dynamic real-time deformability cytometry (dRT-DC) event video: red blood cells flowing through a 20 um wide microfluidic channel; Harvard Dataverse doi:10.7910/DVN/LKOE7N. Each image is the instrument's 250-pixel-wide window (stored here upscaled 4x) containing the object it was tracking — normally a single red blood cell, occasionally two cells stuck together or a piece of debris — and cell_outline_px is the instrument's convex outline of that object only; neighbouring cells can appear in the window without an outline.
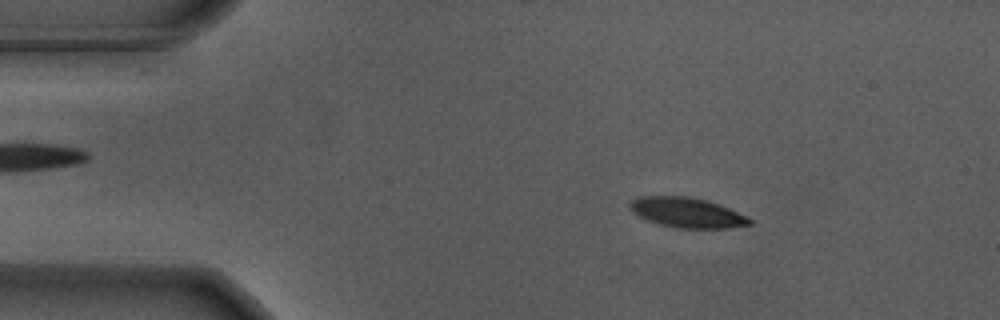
{"species": "Egyptian fruit bat (a non-hibernating species)", "species_latin": "Rousettus aegyptiacus", "temperature_condition": "warm", "stored_images_in_passage": 56, "camera_frame_rate_fps": 3000, "um_per_image_px": 0.085, "animal": {"sex": "male"}, "frame": {"image": 1, "passage_image": 9, "time_ms": 2.667, "image_size_px": [1000, 320], "cell_outline_px": [[752, 224], [728, 228], [676, 228], [660, 224], [648, 220], [640, 216], [628, 208], [628, 204], [632, 200], [640, 196], [688, 196], [720, 204], [748, 216], [752, 220]], "centroid_in_image_um": [58.41, 18.07], "position_along_channel_um": 26.6, "area_um2": 20.92}}
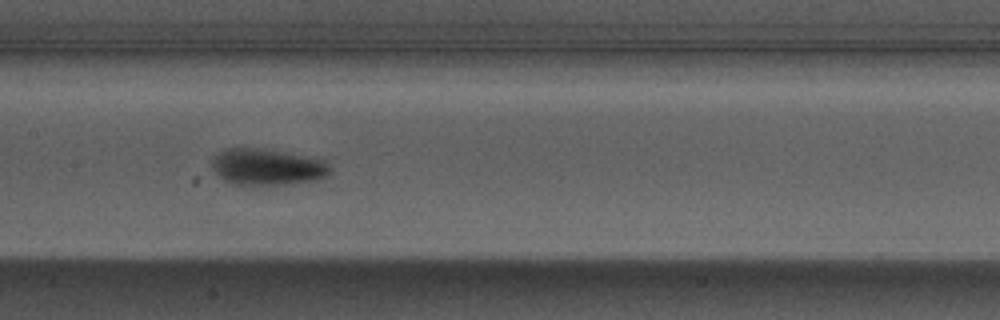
{"frame": {"image": 2, "passage_image": 27, "time_ms": 8.667, "image_size_px": [1000, 320], "cell_outline_px": [[332, 172], [328, 176], [320, 180], [292, 184], [232, 184], [224, 180], [212, 168], [212, 156], [228, 148], [260, 148], [292, 152], [320, 156], [328, 160], [332, 168]], "centroid_in_image_um": [22.87, 14.16], "position_along_channel_um": 184.5, "area_um2": 26.01}}
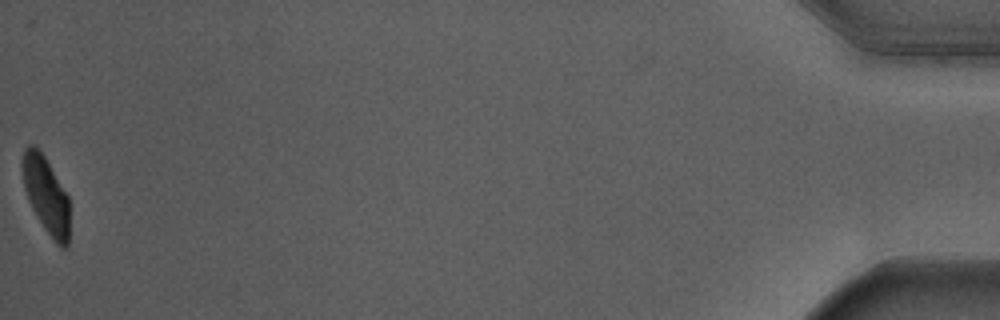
{"frame": {"image": 3, "passage_image": 56, "time_ms": 18.333, "image_size_px": [1000, 320], "cell_outline_px": [[68, 244], [64, 248], [60, 248], [56, 244], [44, 228], [32, 208], [28, 200], [24, 188], [24, 148], [28, 144], [32, 144], [44, 156], [68, 196]], "centroid_in_image_um": [3.93, 16.62], "position_along_channel_um": 431.3, "area_um2": 20.35}, "authors_computed_cell_mechanics": {"area_um2": 22.9755, "velocity_mm_per_s": 3.6651, "shape_relaxation_time_tau1_ms": 2.6858, "shape_relaxation_time_tau2_ms": 0.735, "deformation_change_tau1": 0.1584, "deformation_change_tau2": 0.0331}}